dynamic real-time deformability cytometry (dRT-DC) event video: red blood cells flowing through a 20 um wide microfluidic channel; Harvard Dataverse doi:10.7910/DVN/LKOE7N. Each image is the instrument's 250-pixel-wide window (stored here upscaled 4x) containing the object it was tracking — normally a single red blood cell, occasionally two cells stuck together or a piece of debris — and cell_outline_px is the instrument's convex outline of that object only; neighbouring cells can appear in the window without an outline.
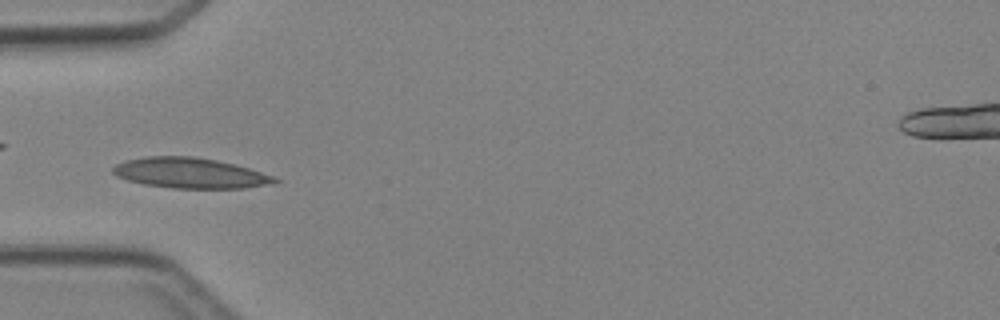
{"species": "Egyptian fruit bat (a non-hibernating species)", "species_latin": "Rousettus aegyptiacus", "temperature_condition": "cold", "stored_images_in_passage": 6, "camera_frame_rate_fps": 3000, "um_per_image_px": 0.085, "animal": {"sex": "female"}, "frame": {"image": 1, "passage_image": 5, "time_ms": 5.0, "image_size_px": [1000, 320], "cell_outline_px": [[280, 180], [272, 184], [244, 188], [172, 188], [144, 184], [128, 180], [116, 176], [112, 172], [112, 168], [116, 164], [124, 160], [144, 156], [196, 156], [216, 160], [248, 168], [272, 176]], "centroid_in_image_um": [16.11, 14.7], "position_along_channel_um": 68.9, "area_um2": 28.61}}
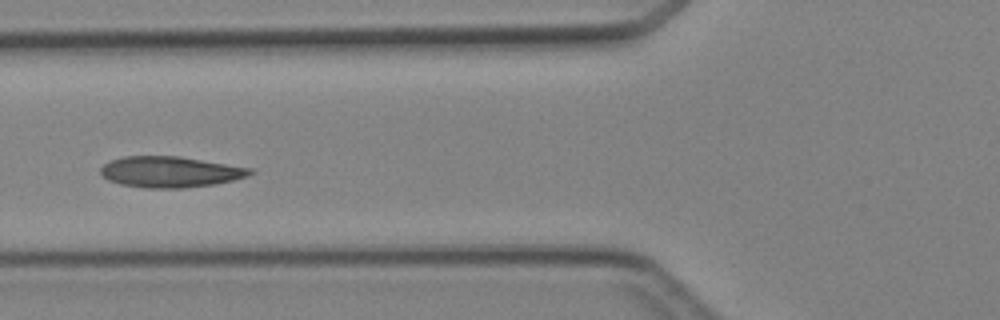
{"frame": {"image": 2, "passage_image": 6, "time_ms": 6.0, "image_size_px": [1000, 320], "cell_outline_px": [[256, 172], [248, 176], [216, 184], [184, 188], [144, 188], [120, 184], [108, 180], [100, 172], [100, 168], [108, 160], [124, 156], [180, 156], [252, 168]], "centroid_in_image_um": [14.47, 14.61], "position_along_channel_um": 111.3, "area_um2": 27.17}}